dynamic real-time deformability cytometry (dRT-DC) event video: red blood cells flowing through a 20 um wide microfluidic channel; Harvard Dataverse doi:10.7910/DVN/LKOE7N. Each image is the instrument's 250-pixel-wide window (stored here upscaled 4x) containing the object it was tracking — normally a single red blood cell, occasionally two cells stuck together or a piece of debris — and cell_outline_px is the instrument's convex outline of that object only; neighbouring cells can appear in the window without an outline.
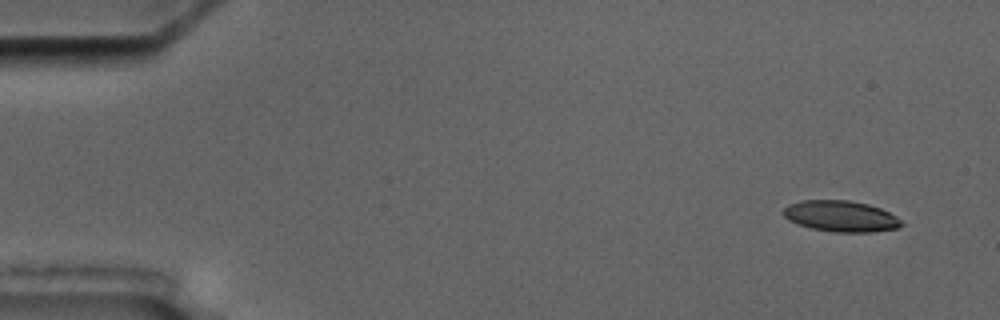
{"species": "common noctule bat (a hibernating species)", "species_latin": "Nyctalus noctula", "temperature_condition": "cold", "stored_images_in_passage": 4, "camera_frame_rate_fps": 3000, "um_per_image_px": 0.085, "animal": {"sex": "male", "body_mass_g": 17.5, "forearm_length_mm": 52.3}, "frame": {"image": 1, "passage_image": 1, "time_ms": 0.0, "image_size_px": [1000, 320], "cell_outline_px": [[904, 224], [900, 228], [872, 232], [836, 232], [812, 228], [796, 224], [788, 220], [784, 216], [784, 208], [788, 204], [800, 200], [848, 200], [868, 204], [880, 208], [896, 216]], "centroid_in_image_um": [71.47, 18.38], "position_along_channel_um": 13.5, "area_um2": 21.44}}
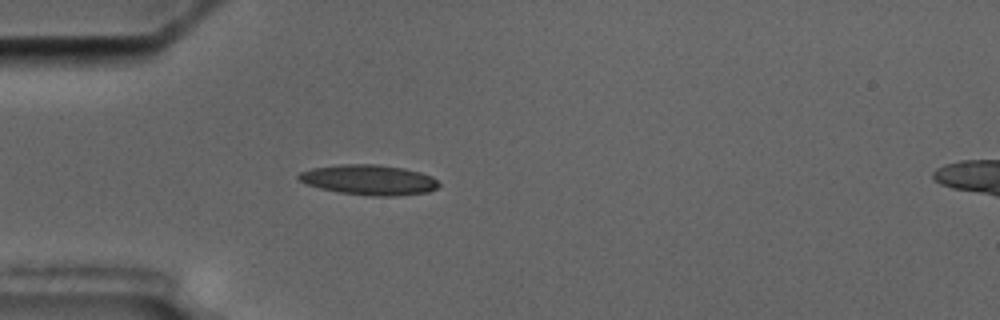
{"frame": {"image": 2, "passage_image": 4, "time_ms": 4.333, "image_size_px": [1000, 320], "cell_outline_px": [[440, 184], [436, 188], [428, 192], [396, 196], [372, 196], [340, 192], [320, 188], [308, 184], [300, 180], [296, 176], [300, 172], [312, 168], [340, 164], [376, 164], [404, 168], [420, 172], [432, 176]], "centroid_in_image_um": [31.38, 15.28], "position_along_channel_um": 53.6, "area_um2": 24.57}}